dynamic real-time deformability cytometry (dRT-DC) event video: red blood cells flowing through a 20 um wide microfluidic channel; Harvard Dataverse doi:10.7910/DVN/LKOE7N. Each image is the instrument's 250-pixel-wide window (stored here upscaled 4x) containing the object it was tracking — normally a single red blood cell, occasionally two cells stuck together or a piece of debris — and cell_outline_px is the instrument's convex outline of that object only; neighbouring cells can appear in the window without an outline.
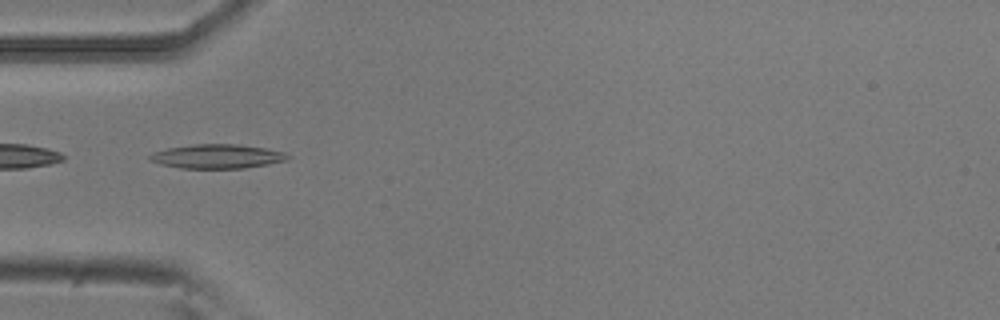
{"species": "common noctule bat (a hibernating species)", "species_latin": "Nyctalus noctula", "temperature_condition": "room temperature", "stored_images_in_passage": 52, "camera_frame_rate_fps": 3000, "um_per_image_px": 0.085, "animal": {"sex": "male", "body_mass_g": 20.5, "forearm_length_mm": 52.5}, "frame": {"image": 1, "passage_image": 16, "time_ms": 5.0, "image_size_px": [1000, 320], "cell_outline_px": [[292, 156], [288, 160], [268, 164], [244, 168], [180, 168], [160, 164], [148, 160], [148, 156], [156, 152], [168, 148], [196, 144], [236, 144], [268, 148], [284, 152]], "centroid_in_image_um": [18.51, 13.29], "position_along_channel_um": 66.5, "area_um2": 19.42}}
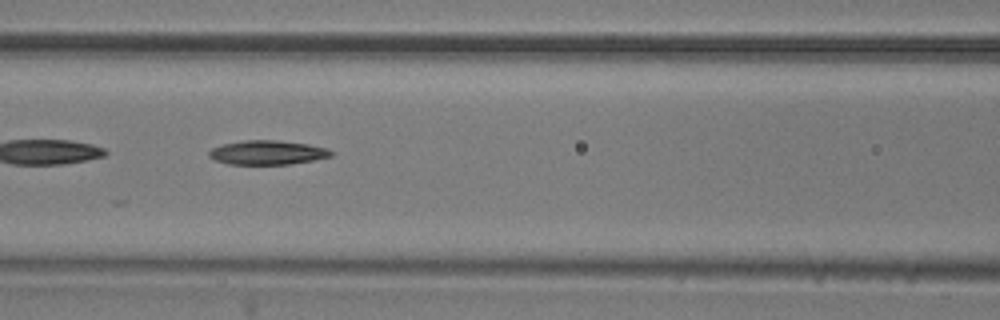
{"frame": {"image": 2, "passage_image": 22, "time_ms": 7.0, "image_size_px": [1000, 320], "cell_outline_px": [[332, 156], [292, 164], [228, 164], [216, 160], [208, 156], [208, 152], [212, 148], [224, 144], [244, 140], [276, 140], [308, 144], [328, 148], [332, 152]], "centroid_in_image_um": [22.73, 12.96], "position_along_channel_um": 143.9, "area_um2": 17.11}}
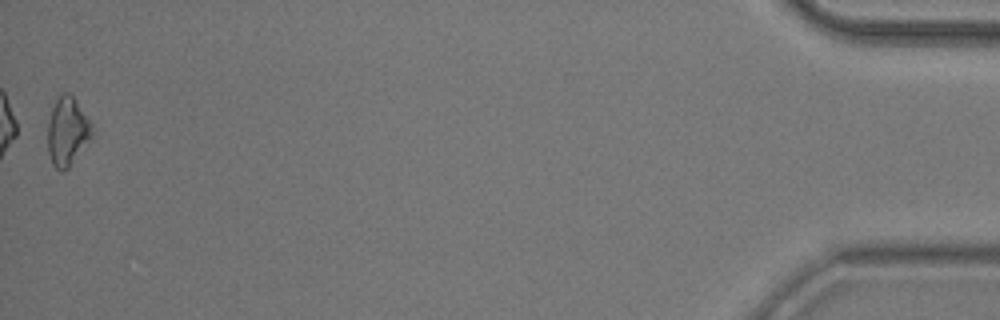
{"frame": {"image": 3, "passage_image": 52, "time_ms": 17.0, "image_size_px": [1000, 320], "cell_outline_px": [[92, 136], [68, 168], [64, 172], [60, 172], [52, 164], [48, 152], [48, 120], [52, 108], [60, 92], [68, 92], [76, 100], [92, 124]], "centroid_in_image_um": [5.71, 11.17], "position_along_channel_um": 429.5, "area_um2": 17.63}}